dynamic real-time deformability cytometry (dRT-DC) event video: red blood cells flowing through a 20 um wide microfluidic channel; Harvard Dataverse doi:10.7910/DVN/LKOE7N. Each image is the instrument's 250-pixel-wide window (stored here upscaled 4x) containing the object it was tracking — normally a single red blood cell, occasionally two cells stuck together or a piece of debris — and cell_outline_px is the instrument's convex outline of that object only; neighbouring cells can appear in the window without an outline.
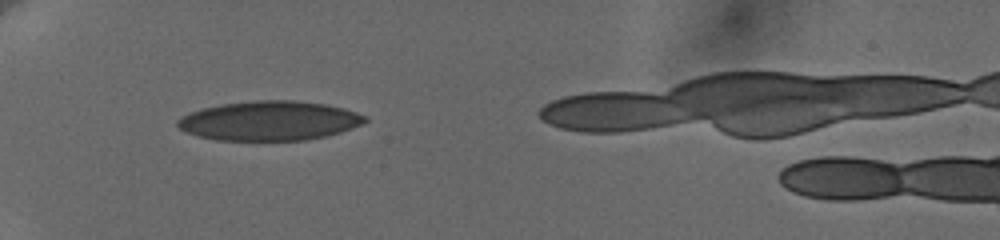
{"species": "human", "species_latin": "Homo sapiens", "temperature_condition": "cold", "stored_images_in_passage": 11, "camera_frame_rate_fps": 3000, "um_per_image_px": 0.085, "donor": {"sex": "female"}, "frame": {"image": 1, "passage_image": 1, "time_ms": 0.0, "image_size_px": [1000, 240], "cell_outline_px": [[368, 120], [360, 124], [340, 132], [328, 136], [304, 140], [216, 140], [196, 136], [180, 128], [176, 124], [176, 120], [188, 112], [200, 108], [224, 104], [256, 100], [292, 100], [324, 104], [344, 108], [368, 116]], "centroid_in_image_um": [22.88, 10.26], "position_along_channel_um": 62.1, "area_um2": 43.06}}
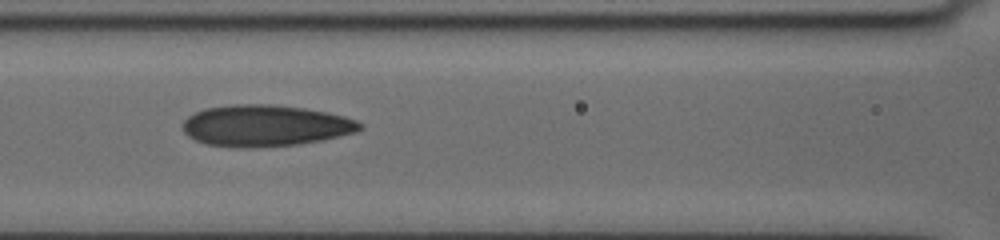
{"frame": {"image": 2, "passage_image": 7, "time_ms": 2.667, "image_size_px": [1000, 240], "cell_outline_px": [[364, 128], [356, 132], [324, 140], [300, 144], [256, 148], [236, 148], [204, 144], [188, 136], [184, 132], [180, 124], [188, 116], [204, 108], [232, 104], [268, 104], [304, 108], [328, 112], [344, 116], [356, 120], [364, 124]], "centroid_in_image_um": [22.54, 10.69], "position_along_channel_um": 144.1, "area_um2": 43.41}}
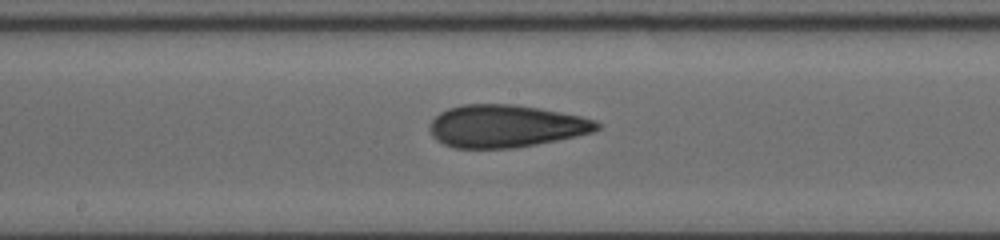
{"frame": {"image": 3, "passage_image": 10, "time_ms": 4.333, "image_size_px": [1000, 240], "cell_outline_px": [[600, 128], [592, 132], [576, 136], [536, 144], [512, 148], [456, 148], [444, 144], [436, 140], [432, 136], [428, 128], [432, 120], [440, 112], [448, 108], [464, 104], [512, 104], [540, 108], [580, 116], [596, 120], [600, 124]], "centroid_in_image_um": [42.96, 10.71], "position_along_channel_um": 205.2, "area_um2": 41.38}}